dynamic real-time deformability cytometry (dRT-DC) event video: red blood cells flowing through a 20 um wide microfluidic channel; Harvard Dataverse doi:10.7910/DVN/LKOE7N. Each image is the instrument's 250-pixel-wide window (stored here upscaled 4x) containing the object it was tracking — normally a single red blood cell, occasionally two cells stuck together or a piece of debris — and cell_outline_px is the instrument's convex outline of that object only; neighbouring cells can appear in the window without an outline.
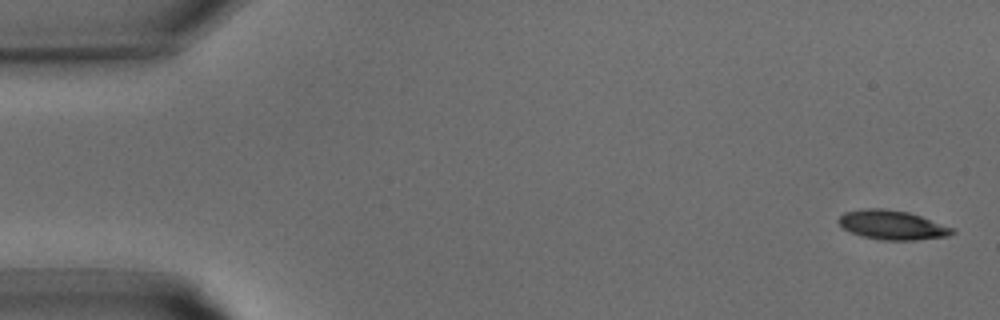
{"species": "common noctule bat (a hibernating species)", "species_latin": "Nyctalus noctula", "temperature_condition": "warm", "stored_images_in_passage": 32, "camera_frame_rate_fps": 3000, "um_per_image_px": 0.085, "animal": {"sex": "male", "body_mass_g": 15.6}, "frame": {"image": 1, "passage_image": 1, "time_ms": 0.0, "image_size_px": [1000, 320], "cell_outline_px": [[956, 232], [948, 236], [916, 240], [880, 240], [860, 236], [844, 228], [836, 220], [844, 212], [864, 208], [884, 208], [908, 212], [956, 228]], "centroid_in_image_um": [75.85, 19.12], "position_along_channel_um": 9.1, "area_um2": 19.54}}
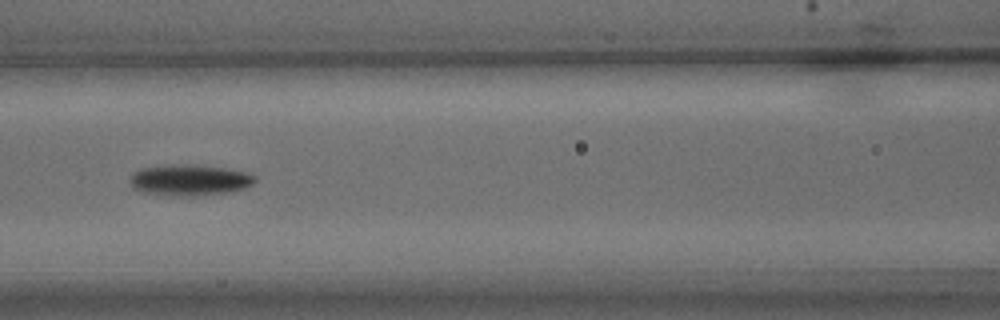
{"frame": {"image": 2, "passage_image": 14, "time_ms": 4.333, "image_size_px": [1000, 320], "cell_outline_px": [[256, 180], [252, 184], [244, 188], [228, 192], [188, 196], [168, 196], [144, 192], [132, 188], [128, 180], [132, 172], [140, 168], [168, 164], [192, 164], [224, 168], [252, 172], [256, 176]], "centroid_in_image_um": [16.08, 15.29], "position_along_channel_um": 150.5, "area_um2": 23.06}}
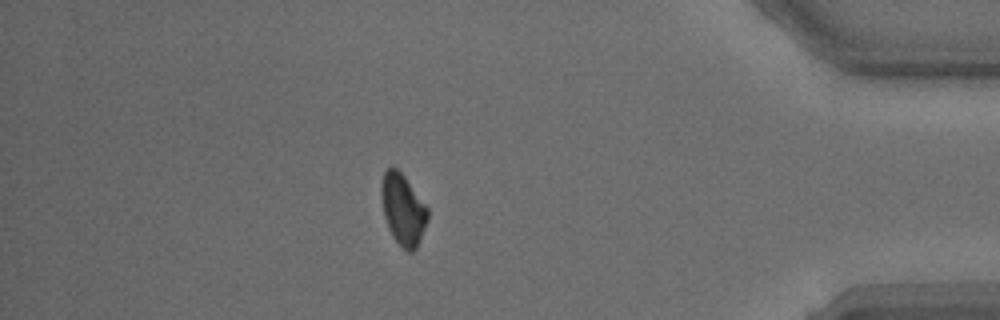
{"frame": {"image": 3, "passage_image": 28, "time_ms": 9.0, "image_size_px": [1000, 320], "cell_outline_px": [[428, 220], [420, 240], [416, 248], [412, 252], [408, 252], [392, 236], [388, 228], [384, 216], [380, 192], [380, 184], [384, 172], [388, 168], [396, 168], [404, 176], [428, 208]], "centroid_in_image_um": [34.24, 17.81], "position_along_channel_um": 401.0, "area_um2": 19.07}}